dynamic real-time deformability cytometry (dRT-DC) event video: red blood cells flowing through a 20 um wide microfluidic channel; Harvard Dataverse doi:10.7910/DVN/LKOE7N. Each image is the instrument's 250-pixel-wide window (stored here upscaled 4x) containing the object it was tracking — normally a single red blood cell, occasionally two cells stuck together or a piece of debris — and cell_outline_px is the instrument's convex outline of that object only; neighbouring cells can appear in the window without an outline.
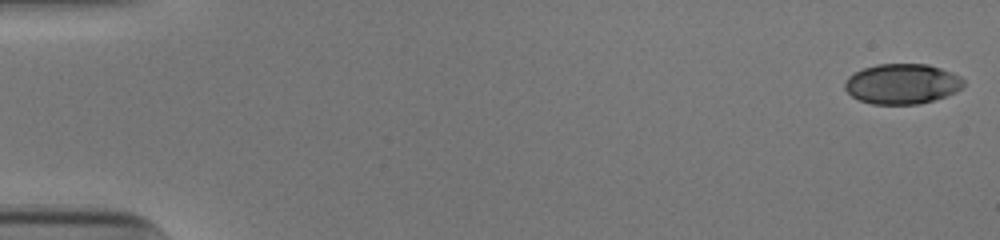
{"species": "human", "species_latin": "Homo sapiens", "temperature_condition": "cold", "stored_images_in_passage": 53, "camera_frame_rate_fps": 3000, "um_per_image_px": 0.085, "donor": {"sex": "male"}, "frame": {"image": 1, "passage_image": 1, "time_ms": 0.0, "image_size_px": [1000, 240], "cell_outline_px": [[964, 84], [956, 92], [920, 104], [872, 104], [860, 100], [852, 96], [844, 88], [844, 84], [848, 76], [864, 68], [876, 64], [928, 64], [952, 72], [960, 76], [964, 80]], "centroid_in_image_um": [76.67, 7.12], "position_along_channel_um": 8.3, "area_um2": 27.74}}
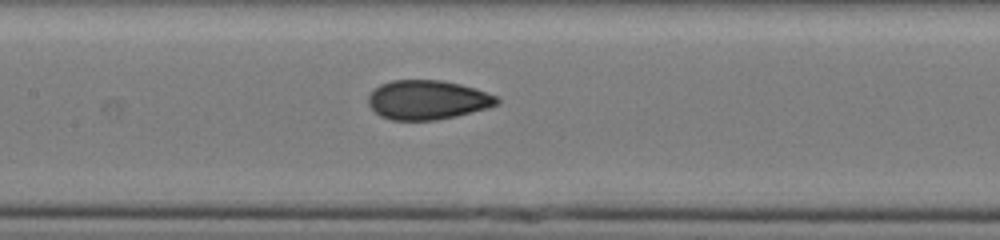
{"frame": {"image": 2, "passage_image": 26, "time_ms": 8.333, "image_size_px": [1000, 240], "cell_outline_px": [[500, 104], [488, 108], [456, 116], [436, 120], [392, 120], [380, 116], [368, 104], [368, 96], [380, 84], [392, 80], [440, 80], [460, 84], [496, 96], [500, 100]], "centroid_in_image_um": [36.33, 8.5], "position_along_channel_um": 171.1, "area_um2": 29.3}}
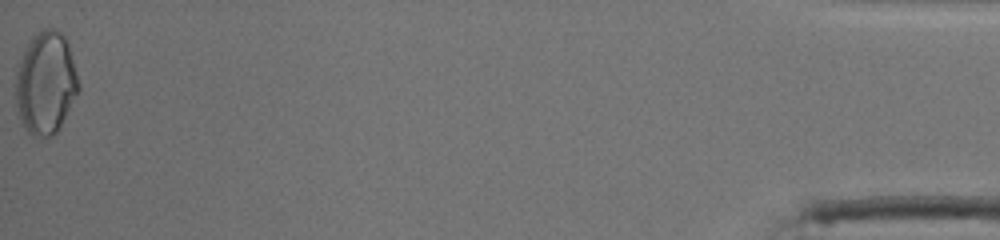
{"frame": {"image": 3, "passage_image": 53, "time_ms": 17.333, "image_size_px": [1000, 240], "cell_outline_px": [[80, 92], [56, 132], [52, 136], [32, 136], [24, 128], [20, 120], [16, 104], [16, 72], [20, 60], [28, 44], [44, 28], [56, 28], [64, 36], [68, 44], [80, 84]], "centroid_in_image_um": [3.91, 7.09], "position_along_channel_um": 431.3, "area_um2": 37.34}, "authors_computed_cell_mechanics": {"area_um2": 29.3624, "velocity_mm_per_s": 3.9222, "shape_relaxation_time_tau1_ms": 6.8628, "shape_relaxation_time_tau2_ms": 1.1118, "deformation_change_tau1": 0.1677, "deformation_change_tau2": 0.0551}}